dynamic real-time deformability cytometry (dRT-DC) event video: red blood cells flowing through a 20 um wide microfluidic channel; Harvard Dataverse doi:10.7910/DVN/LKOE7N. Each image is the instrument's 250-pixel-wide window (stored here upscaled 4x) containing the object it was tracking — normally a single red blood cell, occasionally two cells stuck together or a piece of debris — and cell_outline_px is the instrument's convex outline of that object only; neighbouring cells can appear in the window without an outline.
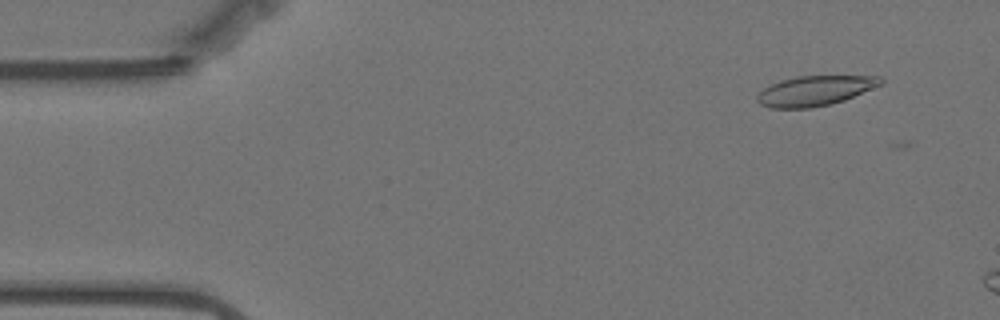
{"species": "Egyptian fruit bat (a non-hibernating species)", "species_latin": "Rousettus aegyptiacus", "temperature_condition": "warm", "stored_images_in_passage": 9, "camera_frame_rate_fps": 3000, "um_per_image_px": 0.085, "animal": {"sex": "female"}, "frame": {"image": 1, "passage_image": 5, "time_ms": 1.333, "image_size_px": [1000, 320], "cell_outline_px": [[884, 84], [844, 100], [832, 104], [812, 108], [772, 108], [760, 104], [756, 100], [756, 96], [764, 88], [780, 80], [796, 76], [880, 76], [884, 80]], "centroid_in_image_um": [69.29, 7.71], "position_along_channel_um": 15.7, "area_um2": 21.68}}